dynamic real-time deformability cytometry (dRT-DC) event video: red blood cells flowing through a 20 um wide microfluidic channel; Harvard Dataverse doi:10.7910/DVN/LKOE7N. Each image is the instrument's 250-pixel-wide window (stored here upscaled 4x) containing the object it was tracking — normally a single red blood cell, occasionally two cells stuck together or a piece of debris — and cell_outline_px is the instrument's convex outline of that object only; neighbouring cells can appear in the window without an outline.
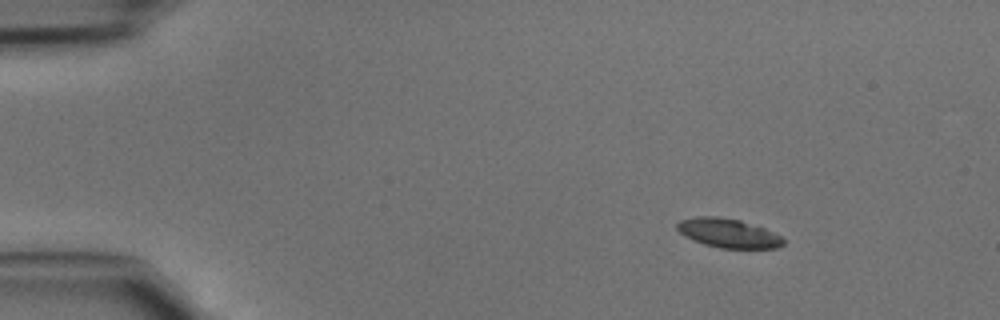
{"species": "common noctule bat (a hibernating species)", "species_latin": "Nyctalus noctula", "temperature_condition": "cold", "stored_images_in_passage": 41, "camera_frame_rate_fps": 3000, "um_per_image_px": 0.085, "animal": {"sex": "male", "body_mass_g": 15.6}, "frame": {"image": 1, "passage_image": 1, "time_ms": 0.0, "image_size_px": [1000, 320], "cell_outline_px": [[784, 244], [776, 248], [720, 248], [704, 244], [684, 236], [676, 228], [676, 224], [680, 220], [700, 216], [716, 216], [740, 220], [764, 228], [780, 236], [784, 240]], "centroid_in_image_um": [61.88, 19.81], "position_along_channel_um": 23.1, "area_um2": 17.86}}
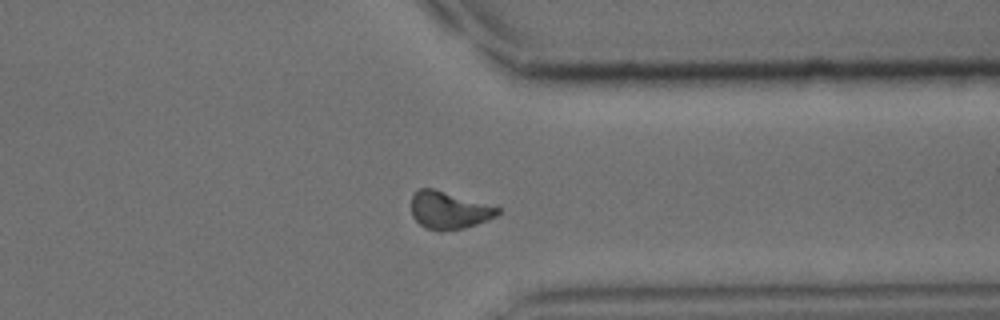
{"frame": {"image": 2, "passage_image": 31, "time_ms": 10.0, "image_size_px": [1000, 320], "cell_outline_px": [[500, 212], [496, 216], [488, 220], [464, 228], [440, 232], [428, 228], [420, 224], [412, 216], [412, 196], [420, 188], [432, 188], [500, 208]], "centroid_in_image_um": [38.15, 17.89], "position_along_channel_um": 373.3, "area_um2": 18.55}}
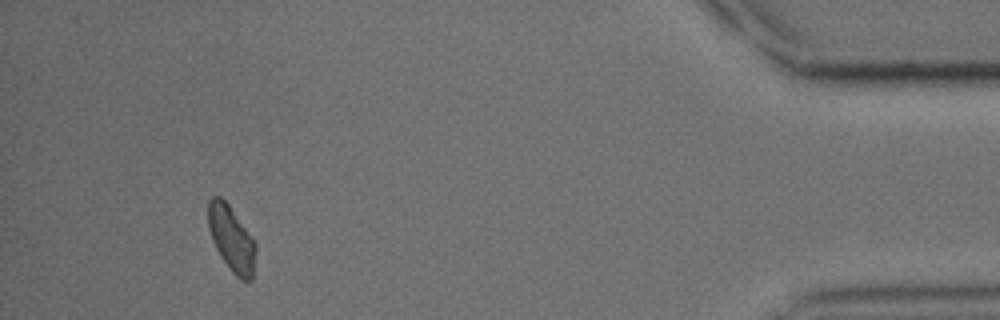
{"frame": {"image": 3, "passage_image": 38, "time_ms": 12.333, "image_size_px": [1000, 320], "cell_outline_px": [[256, 252], [252, 280], [240, 280], [232, 272], [220, 256], [212, 240], [208, 228], [208, 200], [212, 196], [220, 196], [228, 204], [256, 240]], "centroid_in_image_um": [19.69, 20.29], "position_along_channel_um": 415.5, "area_um2": 18.38}}